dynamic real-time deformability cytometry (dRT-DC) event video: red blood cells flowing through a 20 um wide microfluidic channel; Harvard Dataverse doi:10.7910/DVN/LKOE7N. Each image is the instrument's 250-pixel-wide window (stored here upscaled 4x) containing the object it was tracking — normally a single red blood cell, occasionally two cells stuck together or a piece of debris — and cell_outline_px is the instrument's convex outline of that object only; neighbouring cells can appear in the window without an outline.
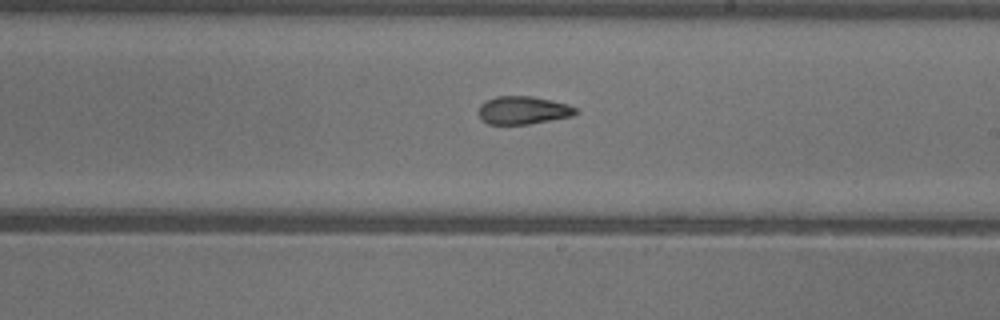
{"species": "common noctule bat (a hibernating species)", "species_latin": "Nyctalus noctula", "temperature_condition": "warm", "stored_images_in_passage": 30, "camera_frame_rate_fps": 3000, "um_per_image_px": 0.085, "animal": {"sex": "female"}, "frame": {"image": 1, "passage_image": 29, "time_ms": 9.333, "image_size_px": [1000, 320], "cell_outline_px": [[580, 112], [572, 116], [528, 124], [488, 124], [476, 112], [480, 104], [484, 100], [496, 96], [532, 96], [552, 100], [568, 104], [576, 108]], "centroid_in_image_um": [44.45, 9.36], "position_along_channel_um": 244.6, "area_um2": 16.01}}